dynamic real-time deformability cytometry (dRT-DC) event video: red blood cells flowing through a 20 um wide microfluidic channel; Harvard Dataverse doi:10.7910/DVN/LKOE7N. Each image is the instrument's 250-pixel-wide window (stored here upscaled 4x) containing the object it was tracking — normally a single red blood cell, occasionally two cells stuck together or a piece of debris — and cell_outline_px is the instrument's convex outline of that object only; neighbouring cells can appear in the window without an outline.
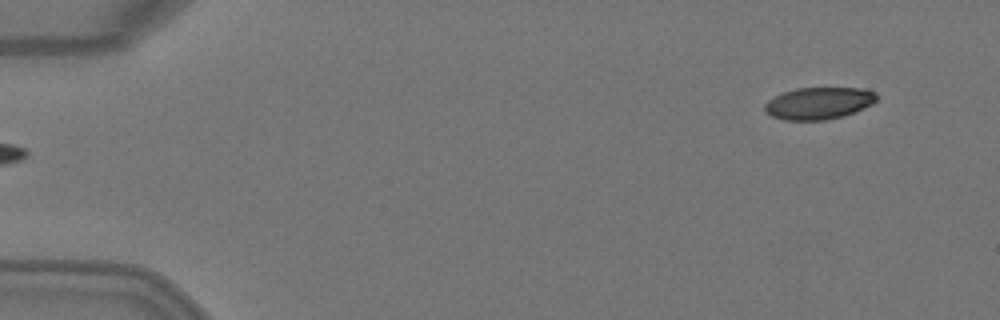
{"species": "Egyptian fruit bat (a non-hibernating species)", "species_latin": "Rousettus aegyptiacus", "temperature_condition": "warm", "stored_images_in_passage": 5, "camera_frame_rate_fps": 3000, "um_per_image_px": 0.085, "animal": {"sex": "female"}, "frame": {"image": 1, "passage_image": 5, "time_ms": 1.333, "image_size_px": [1000, 320], "cell_outline_px": [[876, 100], [872, 104], [864, 108], [844, 116], [824, 120], [784, 120], [772, 116], [764, 112], [764, 104], [768, 100], [784, 92], [796, 88], [860, 88], [876, 92]], "centroid_in_image_um": [69.58, 8.78], "position_along_channel_um": 15.4, "area_um2": 20.87}}